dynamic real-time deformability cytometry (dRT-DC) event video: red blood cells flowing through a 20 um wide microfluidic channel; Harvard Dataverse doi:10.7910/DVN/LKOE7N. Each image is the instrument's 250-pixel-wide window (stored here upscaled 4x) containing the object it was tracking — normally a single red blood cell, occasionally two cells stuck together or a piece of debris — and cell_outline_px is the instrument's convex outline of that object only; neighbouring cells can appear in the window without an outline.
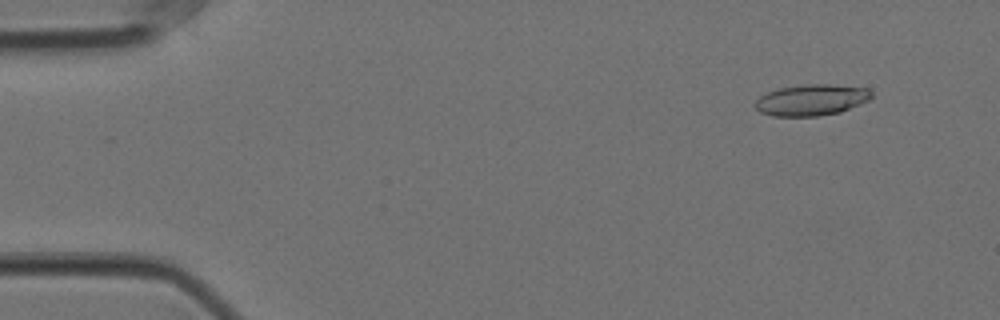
{"species": "Egyptian fruit bat (a non-hibernating species)", "species_latin": "Rousettus aegyptiacus", "temperature_condition": "cold", "stored_images_in_passage": 57, "camera_frame_rate_fps": 3000, "um_per_image_px": 0.085, "animal": {"sex": "female"}, "frame": {"image": 1, "passage_image": 5, "time_ms": 1.333, "image_size_px": [1000, 320], "cell_outline_px": [[872, 96], [868, 100], [840, 112], [820, 116], [772, 116], [760, 112], [756, 108], [756, 100], [760, 96], [768, 92], [780, 88], [808, 84], [828, 84], [868, 88], [872, 92]], "centroid_in_image_um": [68.97, 8.5], "position_along_channel_um": 16.0, "area_um2": 20.98}}
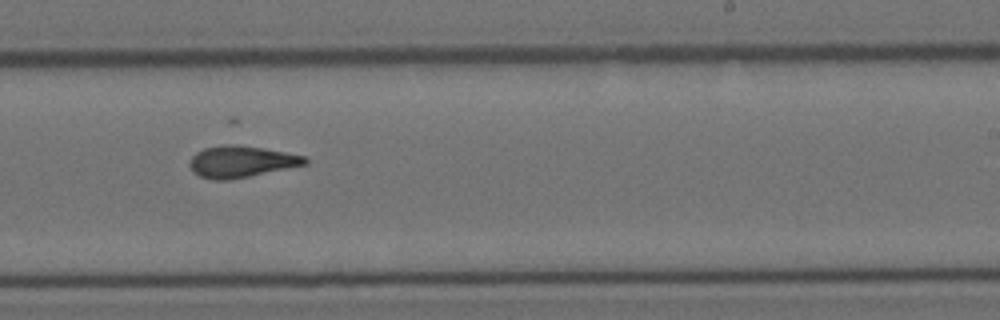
{"frame": {"image": 2, "passage_image": 35, "time_ms": 11.333, "image_size_px": [1000, 320], "cell_outline_px": [[308, 164], [228, 180], [212, 180], [200, 176], [192, 172], [188, 164], [192, 156], [196, 152], [204, 148], [220, 144], [236, 144], [264, 148], [304, 156], [308, 160]], "centroid_in_image_um": [20.45, 13.73], "position_along_channel_um": 268.5, "area_um2": 21.27}}
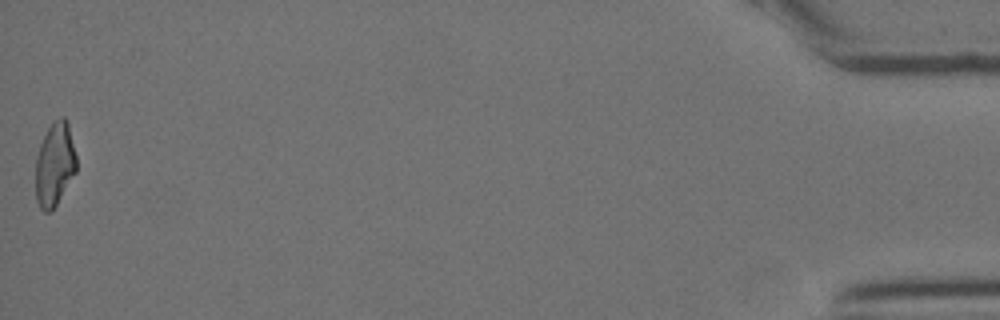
{"frame": {"image": 3, "passage_image": 57, "time_ms": 18.667, "image_size_px": [1000, 320], "cell_outline_px": [[76, 172], [52, 212], [44, 212], [40, 208], [36, 200], [36, 156], [40, 144], [52, 120], [60, 116], [64, 116], [68, 124], [76, 156]], "centroid_in_image_um": [4.64, 13.98], "position_along_channel_um": 430.6, "area_um2": 20.0}, "authors_computed_cell_mechanics": {"area_um2": 20.7502, "velocity_mm_per_s": 3.5358, "shape_relaxation_time_tau1_ms": 6.8782, "shape_relaxation_time_tau2_ms": 2.6964, "deformation_change_tau1": 0.2128, "deformation_change_tau2": 0.1198}}